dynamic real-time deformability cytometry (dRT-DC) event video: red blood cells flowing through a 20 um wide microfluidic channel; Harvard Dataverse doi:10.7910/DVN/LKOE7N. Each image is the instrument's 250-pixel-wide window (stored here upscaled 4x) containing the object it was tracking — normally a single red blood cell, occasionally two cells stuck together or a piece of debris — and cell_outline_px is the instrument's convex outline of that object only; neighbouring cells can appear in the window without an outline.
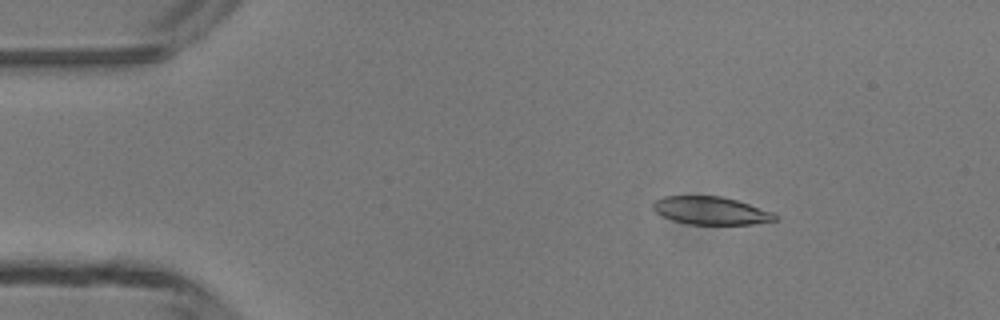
{"species": "common noctule bat (a hibernating species)", "species_latin": "Nyctalus noctula", "temperature_condition": "room temperature", "stored_images_in_passage": 4, "camera_frame_rate_fps": 3000, "um_per_image_px": 0.085, "animal": {"sex": "male", "body_mass_g": 13.3}, "frame": {"image": 1, "passage_image": 2, "time_ms": 2.0, "image_size_px": [1000, 320], "cell_outline_px": [[780, 220], [752, 224], [688, 224], [672, 220], [656, 212], [652, 208], [652, 204], [656, 200], [664, 196], [720, 196], [736, 200], [772, 212]], "centroid_in_image_um": [60.42, 17.91], "position_along_channel_um": 24.6, "area_um2": 19.65}}
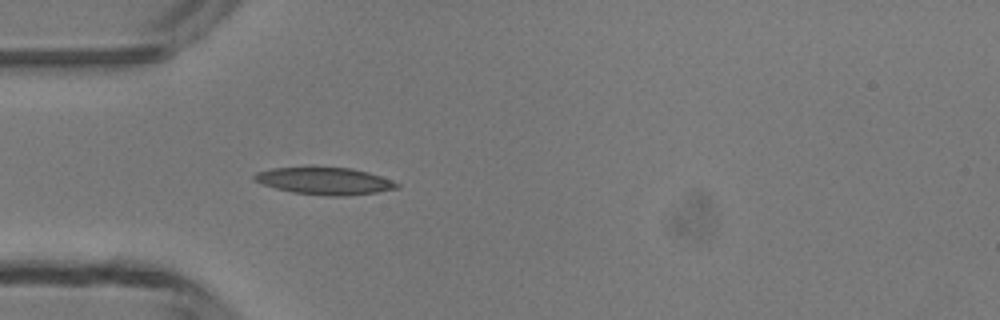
{"frame": {"image": 2, "passage_image": 4, "time_ms": 4.333, "image_size_px": [1000, 320], "cell_outline_px": [[400, 188], [376, 192], [344, 196], [328, 196], [292, 192], [276, 188], [252, 180], [252, 176], [256, 172], [272, 168], [352, 168], [368, 172], [392, 180], [400, 184]], "centroid_in_image_um": [27.61, 15.39], "position_along_channel_um": 57.4, "area_um2": 22.31}}